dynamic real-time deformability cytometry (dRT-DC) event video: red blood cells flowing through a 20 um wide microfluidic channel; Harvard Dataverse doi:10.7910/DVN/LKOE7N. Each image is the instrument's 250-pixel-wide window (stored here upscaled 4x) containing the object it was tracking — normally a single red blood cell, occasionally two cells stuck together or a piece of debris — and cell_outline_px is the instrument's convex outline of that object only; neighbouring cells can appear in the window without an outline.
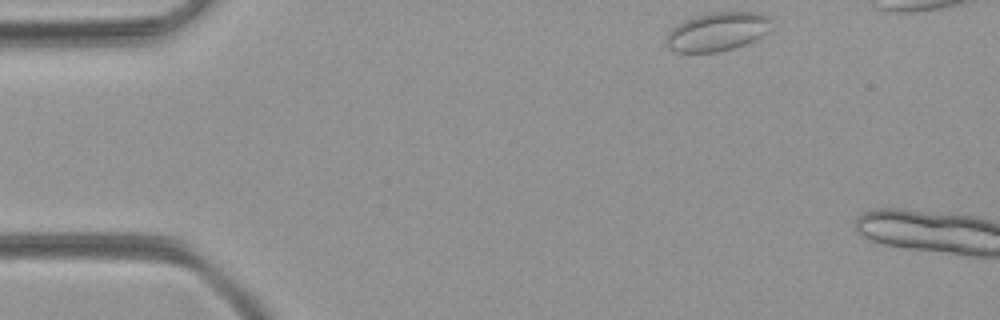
{"species": "common noctule bat (a hibernating species)", "species_latin": "Nyctalus noctula", "temperature_condition": "room temperature", "stored_images_in_passage": 4, "camera_frame_rate_fps": 3000, "um_per_image_px": 0.085, "animal": {"sex": "female", "body_mass_g": 21.9}, "frame": {"image": 1, "passage_image": 1, "time_ms": 0.0, "image_size_px": [1000, 320], "cell_outline_px": [[768, 32], [744, 44], [732, 48], [716, 52], [676, 52], [668, 48], [664, 44], [664, 40], [668, 32], [672, 28], [684, 20], [696, 16], [712, 12], [760, 12], [768, 16]], "centroid_in_image_um": [60.89, 2.69], "position_along_channel_um": 24.1, "area_um2": 23.47}}